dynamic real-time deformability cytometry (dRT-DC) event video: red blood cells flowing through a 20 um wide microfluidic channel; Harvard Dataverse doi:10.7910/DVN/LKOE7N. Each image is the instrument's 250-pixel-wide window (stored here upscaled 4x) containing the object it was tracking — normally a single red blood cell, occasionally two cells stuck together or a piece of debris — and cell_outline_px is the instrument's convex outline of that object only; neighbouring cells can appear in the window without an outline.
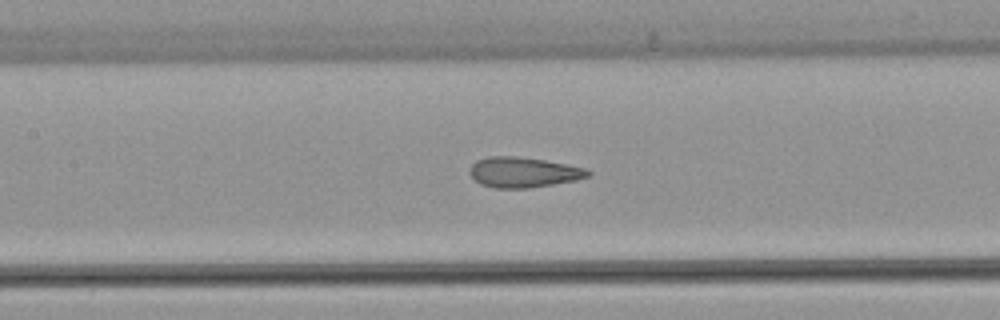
{"species": "common noctule bat (a hibernating species)", "species_latin": "Nyctalus noctula", "temperature_condition": "warm", "stored_images_in_passage": 40, "camera_frame_rate_fps": 3000, "um_per_image_px": 0.085, "animal": {"sex": "female", "body_mass_g": 22.7, "forearm_length_mm": 54.2}, "frame": {"image": 1, "passage_image": 12, "time_ms": 3.667, "image_size_px": [1000, 320], "cell_outline_px": [[592, 172], [588, 176], [576, 180], [528, 188], [496, 188], [480, 184], [468, 172], [472, 164], [476, 160], [488, 156], [516, 156], [544, 160], [568, 164], [584, 168]], "centroid_in_image_um": [44.46, 14.63], "position_along_channel_um": 162.9, "area_um2": 20.81}, "authors_computed_cell_mechanics": {"area_um2": 20.808, "velocity_mm_per_s": 3.8712, "shape_relaxation_time_tau1_ms": null, "shape_relaxation_time_tau2_ms": 1.184, "deformation_change_tau1": null, "deformation_change_tau2": 0.0952}}